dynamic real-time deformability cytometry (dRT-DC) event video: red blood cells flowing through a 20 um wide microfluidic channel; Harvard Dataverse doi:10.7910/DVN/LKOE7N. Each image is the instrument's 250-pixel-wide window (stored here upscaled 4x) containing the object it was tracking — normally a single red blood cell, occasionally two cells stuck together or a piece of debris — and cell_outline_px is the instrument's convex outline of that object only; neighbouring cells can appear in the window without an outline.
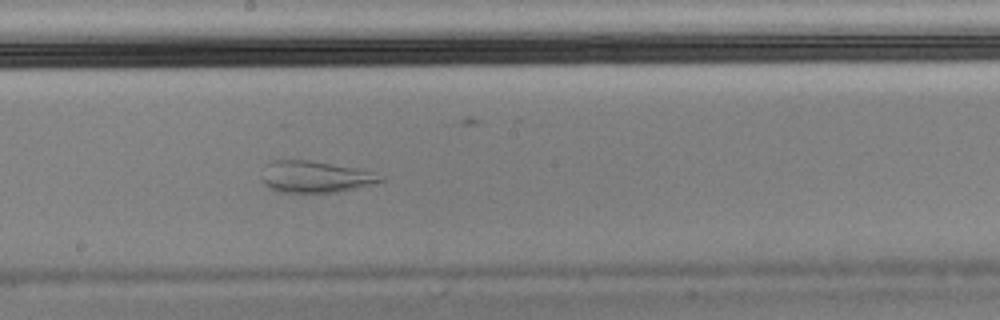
{"species": "Egyptian fruit bat (a non-hibernating species)", "species_latin": "Rousettus aegyptiacus", "temperature_condition": "cold", "stored_images_in_passage": 56, "camera_frame_rate_fps": 3000, "um_per_image_px": 0.085, "animal": {"sex": "male"}, "frame": {"image": 1, "passage_image": 29, "time_ms": 9.333, "image_size_px": [1000, 320], "cell_outline_px": [[384, 180], [336, 192], [276, 192], [264, 184], [264, 180], [268, 164], [272, 160], [308, 160], [356, 168], [372, 172], [384, 176]], "centroid_in_image_um": [26.8, 15.03], "position_along_channel_um": 221.4, "area_um2": 21.15}}
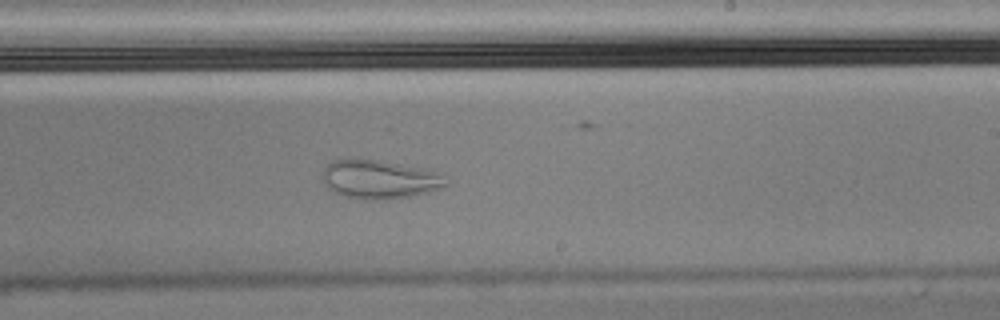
{"frame": {"image": 2, "passage_image": 32, "time_ms": 10.333, "image_size_px": [1000, 320], "cell_outline_px": [[448, 184], [428, 192], [408, 196], [384, 200], [372, 200], [348, 196], [336, 192], [328, 188], [324, 184], [324, 168], [332, 160], [356, 156], [420, 168], [436, 172]], "centroid_in_image_um": [32.18, 15.21], "position_along_channel_um": 256.8, "area_um2": 27.51}}